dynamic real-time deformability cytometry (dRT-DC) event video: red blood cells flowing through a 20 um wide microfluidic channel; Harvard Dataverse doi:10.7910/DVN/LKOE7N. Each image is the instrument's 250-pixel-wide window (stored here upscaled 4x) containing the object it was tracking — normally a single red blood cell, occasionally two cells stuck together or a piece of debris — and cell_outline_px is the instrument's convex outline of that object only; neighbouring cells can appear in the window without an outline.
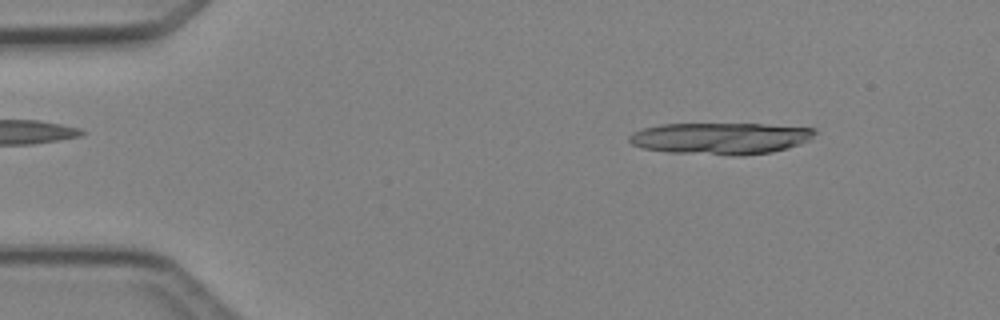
{"species": "Egyptian fruit bat (a non-hibernating species)", "species_latin": "Rousettus aegyptiacus", "temperature_condition": "cold", "stored_images_in_passage": 5, "segment_of_instrument_passage": [1, 2], "camera_frame_rate_fps": 3000, "um_per_image_px": 0.085, "animal": {"sex": "female"}, "frame": {"image": 1, "passage_image": 2, "time_ms": 1.333, "image_size_px": [1000, 320], "cell_outline_px": [[816, 132], [808, 140], [800, 144], [788, 148], [772, 152], [740, 156], [736, 156], [668, 152], [644, 148], [632, 144], [628, 140], [628, 136], [632, 132], [644, 128], [660, 124], [760, 124], [816, 128]], "centroid_in_image_um": [61.23, 11.76], "position_along_channel_um": 23.8, "area_um2": 34.33}}